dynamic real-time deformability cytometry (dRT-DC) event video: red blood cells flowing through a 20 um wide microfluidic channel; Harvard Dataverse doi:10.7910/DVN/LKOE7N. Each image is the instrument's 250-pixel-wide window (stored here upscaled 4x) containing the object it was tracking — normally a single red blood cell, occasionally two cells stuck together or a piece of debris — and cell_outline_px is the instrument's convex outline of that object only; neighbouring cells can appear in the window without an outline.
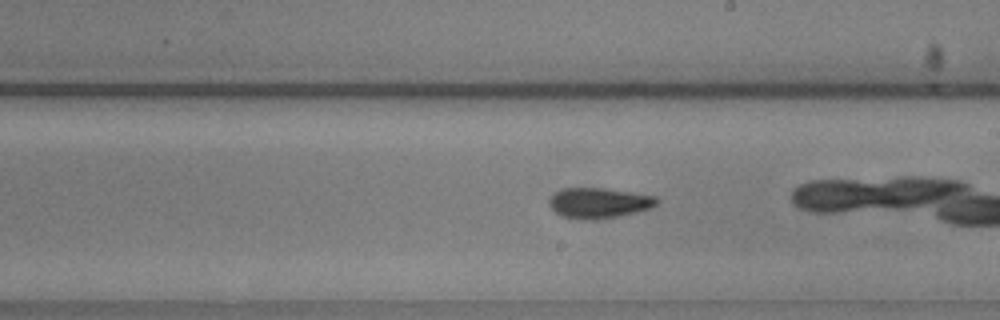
{"species": "common noctule bat (a hibernating species)", "species_latin": "Nyctalus noctula", "temperature_condition": "warm", "stored_images_in_passage": 39, "camera_frame_rate_fps": 3000, "um_per_image_px": 0.085, "animal": {"sex": "male", "body_mass_g": 20.5, "forearm_length_mm": 52.5}, "frame": {"image": 1, "passage_image": 28, "time_ms": 9.0, "image_size_px": [1000, 320], "cell_outline_px": [[660, 200], [656, 204], [648, 208], [636, 212], [600, 220], [580, 220], [560, 216], [548, 204], [548, 200], [556, 192], [564, 188], [608, 188], [656, 196]], "centroid_in_image_um": [50.89, 17.26], "position_along_channel_um": 238.1, "area_um2": 19.25}}